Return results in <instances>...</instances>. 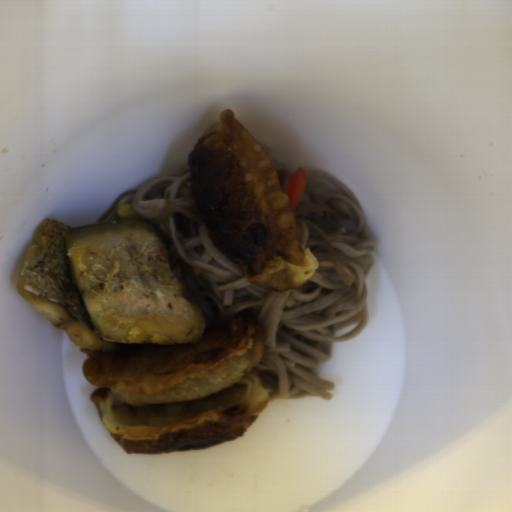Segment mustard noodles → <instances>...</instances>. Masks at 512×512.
I'll return each mask as SVG.
<instances>
[{"mask_svg": "<svg viewBox=\"0 0 512 512\" xmlns=\"http://www.w3.org/2000/svg\"><path fill=\"white\" fill-rule=\"evenodd\" d=\"M120 204H132L133 220H148L164 231L206 318L220 327L249 312L264 342L254 375L278 399L329 401L334 382L318 366L333 357V343L359 337L368 320L367 276L376 243L353 191L337 178L307 172L292 213L298 243L318 262L313 275L290 290L250 283L240 267L211 242L199 213L190 171L152 179L121 194L95 223L120 220Z\"/></svg>", "mask_w": 512, "mask_h": 512, "instance_id": "mustard-noodles-1", "label": "mustard noodles"}, {"mask_svg": "<svg viewBox=\"0 0 512 512\" xmlns=\"http://www.w3.org/2000/svg\"><path fill=\"white\" fill-rule=\"evenodd\" d=\"M262 149L266 153V155L271 163V166L275 172V175L285 193L293 173H289V170H288L286 164L280 163L277 160H275L271 148L266 147V148H262Z\"/></svg>", "mask_w": 512, "mask_h": 512, "instance_id": "mustard-noodles-2", "label": "mustard noodles"}]
</instances>
